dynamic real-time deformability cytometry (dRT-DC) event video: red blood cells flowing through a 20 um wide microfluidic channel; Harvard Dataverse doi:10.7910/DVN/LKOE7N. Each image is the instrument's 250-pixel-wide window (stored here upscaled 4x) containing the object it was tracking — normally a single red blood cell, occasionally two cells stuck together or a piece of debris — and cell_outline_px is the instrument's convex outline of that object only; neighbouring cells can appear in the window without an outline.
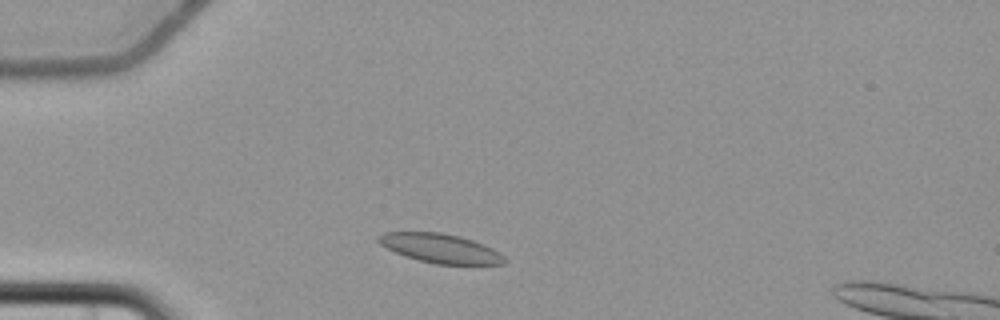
{"species": "common noctule bat (a hibernating species)", "species_latin": "Nyctalus noctula", "temperature_condition": "cold", "stored_images_in_passage": 4, "camera_frame_rate_fps": 3000, "um_per_image_px": 0.085, "animal": {"sex": "female", "body_mass_g": 22.7, "forearm_length_mm": 54.2}, "frame": {"image": 1, "passage_image": 1, "time_ms": 0.0, "image_size_px": [1000, 320], "cell_outline_px": [[508, 260], [504, 264], [436, 264], [404, 256], [380, 244], [376, 240], [376, 236], [384, 232], [440, 232], [460, 236], [484, 244], [500, 252]], "centroid_in_image_um": [37.44, 21.1], "position_along_channel_um": 47.6, "area_um2": 21.44}}
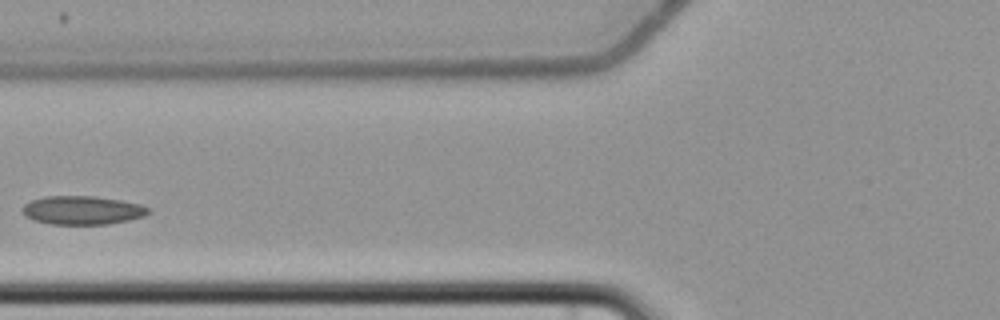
{"frame": {"image": 2, "passage_image": 3, "time_ms": 2.667, "image_size_px": [1000, 320], "cell_outline_px": [[152, 212], [144, 216], [128, 220], [108, 224], [52, 224], [36, 220], [28, 216], [20, 208], [24, 204], [32, 200], [44, 196], [96, 196], [120, 200], [140, 204], [148, 208]], "centroid_in_image_um": [7.03, 17.86], "position_along_channel_um": 118.8, "area_um2": 20.87}}
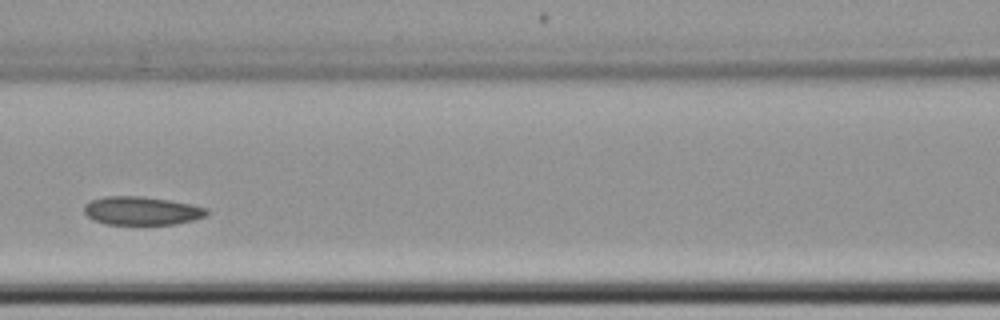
{"frame": {"image": 3, "passage_image": 4, "time_ms": 3.667, "image_size_px": [1000, 320], "cell_outline_px": [[208, 216], [192, 220], [172, 224], [108, 224], [92, 220], [84, 212], [84, 204], [92, 200], [104, 196], [144, 196], [168, 200], [208, 208]], "centroid_in_image_um": [12.02, 17.91], "position_along_channel_um": 154.6, "area_um2": 20.23}}